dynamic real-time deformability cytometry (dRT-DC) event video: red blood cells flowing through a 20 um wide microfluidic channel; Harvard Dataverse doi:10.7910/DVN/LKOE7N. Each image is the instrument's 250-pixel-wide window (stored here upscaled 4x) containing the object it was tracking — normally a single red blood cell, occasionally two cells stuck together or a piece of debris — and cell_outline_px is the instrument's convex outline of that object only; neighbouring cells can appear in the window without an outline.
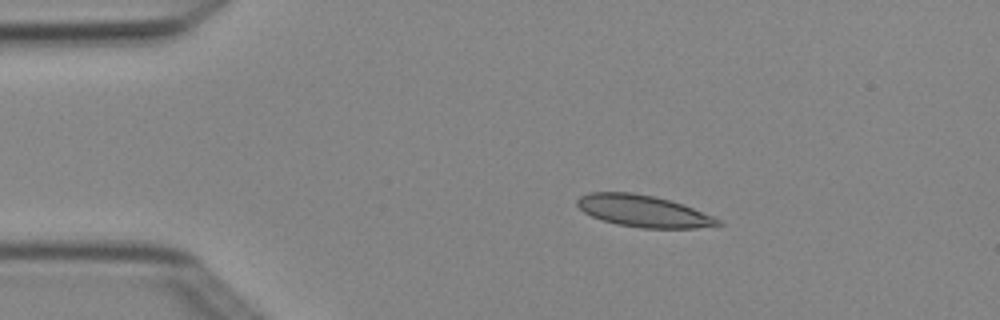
{"species": "Egyptian fruit bat (a non-hibernating species)", "species_latin": "Rousettus aegyptiacus", "temperature_condition": "cold", "stored_images_in_passage": 4, "camera_frame_rate_fps": 3000, "um_per_image_px": 0.085, "animal": {"sex": "female"}, "frame": {"image": 1, "passage_image": 2, "time_ms": 0.333, "image_size_px": [1000, 320], "cell_outline_px": [[724, 224], [696, 228], [640, 228], [616, 224], [592, 216], [584, 212], [576, 204], [576, 200], [580, 196], [588, 192], [632, 192], [652, 196], [684, 204], [712, 216], [720, 220]], "centroid_in_image_um": [54.67, 17.94], "position_along_channel_um": 30.3, "area_um2": 25.95}}